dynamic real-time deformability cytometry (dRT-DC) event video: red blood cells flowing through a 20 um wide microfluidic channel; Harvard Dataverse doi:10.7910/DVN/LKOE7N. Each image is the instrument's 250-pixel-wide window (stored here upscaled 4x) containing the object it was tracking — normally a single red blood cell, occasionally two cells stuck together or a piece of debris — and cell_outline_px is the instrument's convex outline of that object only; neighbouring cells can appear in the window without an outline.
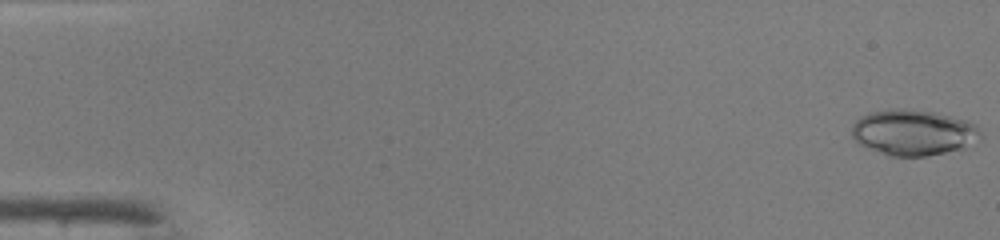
{"species": "common noctule bat (a hibernating species)", "species_latin": "Nyctalus noctula", "temperature_condition": "warm", "stored_images_in_passage": 48, "camera_frame_rate_fps": 3000, "um_per_image_px": 0.085, "animal": {"sex": "male", "body_mass_g": 19.0, "forearm_length_mm": 50.8}, "frame": {"image": 1, "passage_image": 1, "time_ms": 0.0, "image_size_px": [1000, 240], "cell_outline_px": [[980, 136], [964, 148], [928, 156], [888, 156], [860, 144], [852, 136], [852, 124], [856, 120], [872, 112], [896, 108], [912, 108], [932, 112], [968, 120], [976, 124], [980, 132]], "centroid_in_image_um": [77.63, 11.26], "position_along_channel_um": 7.4, "area_um2": 34.16}}
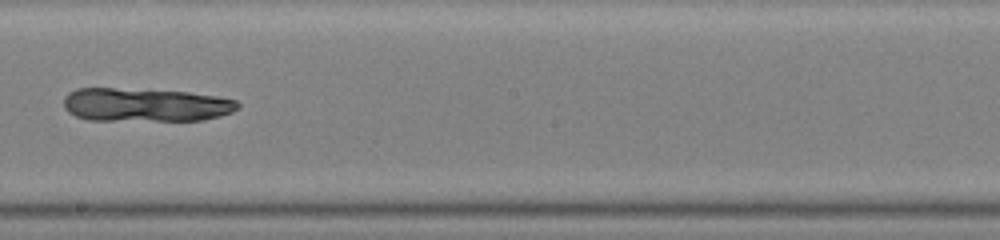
{"frame": {"image": 2, "passage_image": 28, "time_ms": 9.0, "image_size_px": [1000, 240], "cell_outline_px": [[240, 108], [232, 112], [220, 116], [204, 120], [88, 120], [76, 116], [68, 112], [64, 108], [64, 96], [68, 92], [76, 88], [112, 88], [188, 92], [216, 96], [236, 100], [240, 104]], "centroid_in_image_um": [12.35, 8.91], "position_along_channel_um": 235.9, "area_um2": 34.1}}
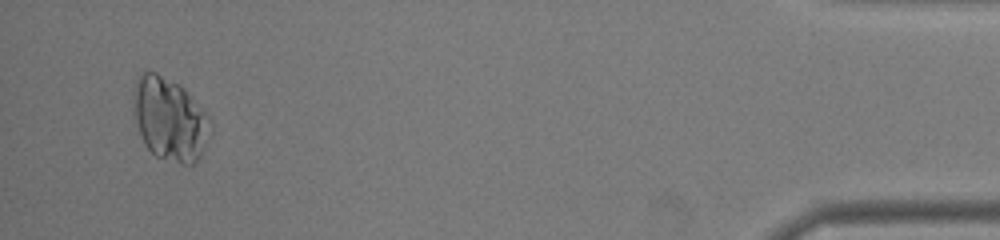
{"frame": {"image": 3, "passage_image": 46, "time_ms": 15.0, "image_size_px": [1000, 240], "cell_outline_px": [[204, 112], [200, 156], [192, 164], [184, 164], [156, 156], [144, 144], [132, 112], [136, 80], [140, 72], [156, 72], [180, 84], [184, 88]], "centroid_in_image_um": [14.26, 10.06], "position_along_channel_um": 420.9, "area_um2": 35.32}}